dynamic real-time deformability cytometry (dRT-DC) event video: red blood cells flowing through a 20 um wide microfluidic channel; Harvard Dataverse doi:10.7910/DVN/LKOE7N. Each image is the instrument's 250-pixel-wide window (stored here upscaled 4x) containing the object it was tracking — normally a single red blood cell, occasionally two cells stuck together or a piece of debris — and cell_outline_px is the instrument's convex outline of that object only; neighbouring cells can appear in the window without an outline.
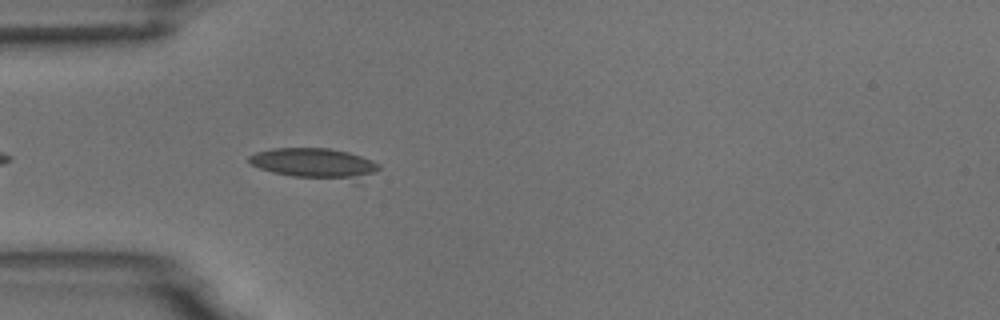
{"species": "common noctule bat (a hibernating species)", "species_latin": "Nyctalus noctula", "temperature_condition": "room temperature", "stored_images_in_passage": 4, "camera_frame_rate_fps": 3000, "um_per_image_px": 0.085, "animal": {"sex": "male", "body_mass_g": 18.8}, "frame": {"image": 1, "passage_image": 4, "time_ms": 4.333, "image_size_px": [1000, 320], "cell_outline_px": [[380, 168], [360, 184], [352, 184], [292, 176], [272, 172], [260, 168], [252, 164], [248, 160], [248, 156], [256, 152], [272, 148], [328, 148], [348, 152], [372, 160], [380, 164]], "centroid_in_image_um": [26.87, 13.95], "position_along_channel_um": 58.1, "area_um2": 24.04}}